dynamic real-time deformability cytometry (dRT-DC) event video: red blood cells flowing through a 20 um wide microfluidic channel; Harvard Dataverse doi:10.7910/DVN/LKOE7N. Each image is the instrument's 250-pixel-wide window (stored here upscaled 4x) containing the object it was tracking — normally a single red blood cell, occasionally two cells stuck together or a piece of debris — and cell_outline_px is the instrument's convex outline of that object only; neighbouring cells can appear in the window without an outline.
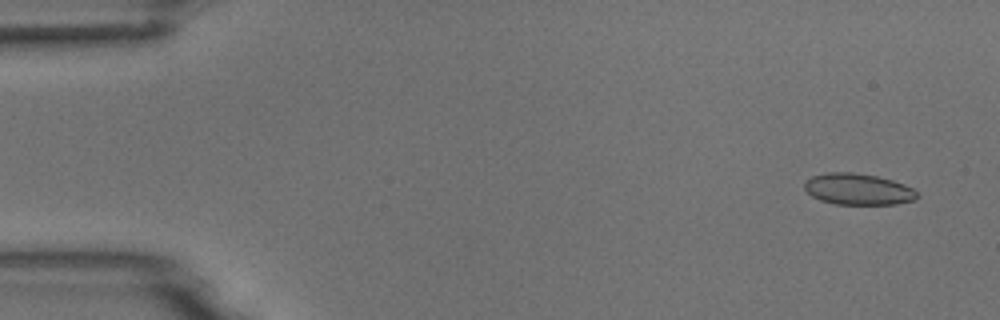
{"species": "common noctule bat (a hibernating species)", "species_latin": "Nyctalus noctula", "temperature_condition": "room temperature", "stored_images_in_passage": 5, "camera_frame_rate_fps": 3000, "um_per_image_px": 0.085, "animal": {"sex": "male", "body_mass_g": 18.8}, "frame": {"image": 1, "passage_image": 1, "time_ms": 0.0, "image_size_px": [1000, 320], "cell_outline_px": [[920, 196], [916, 200], [896, 204], [836, 204], [820, 200], [812, 196], [804, 188], [804, 184], [812, 176], [824, 172], [852, 172], [876, 176], [892, 180], [904, 184], [912, 188]], "centroid_in_image_um": [72.95, 16.08], "position_along_channel_um": 12.0, "area_um2": 20.58}}
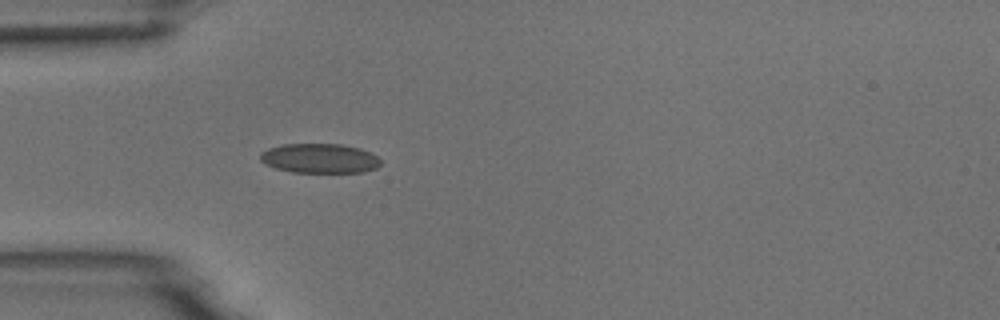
{"frame": {"image": 2, "passage_image": 5, "time_ms": 4.333, "image_size_px": [1000, 320], "cell_outline_px": [[380, 164], [376, 168], [364, 172], [292, 172], [276, 168], [264, 164], [260, 160], [260, 152], [268, 148], [284, 144], [340, 144], [360, 148], [376, 156], [380, 160]], "centroid_in_image_um": [27.14, 13.46], "position_along_channel_um": 57.9, "area_um2": 20.69}}